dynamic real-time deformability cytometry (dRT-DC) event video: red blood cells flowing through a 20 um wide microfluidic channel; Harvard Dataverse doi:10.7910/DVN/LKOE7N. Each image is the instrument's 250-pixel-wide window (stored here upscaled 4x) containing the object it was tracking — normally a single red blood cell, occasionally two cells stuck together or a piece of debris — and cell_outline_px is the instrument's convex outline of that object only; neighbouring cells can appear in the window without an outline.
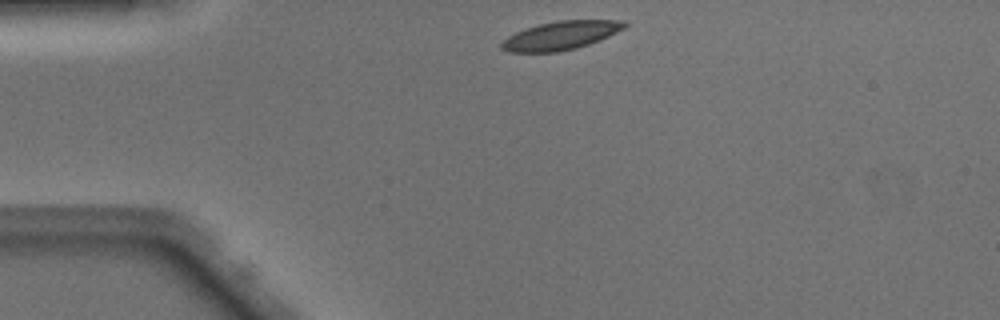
{"species": "Egyptian fruit bat (a non-hibernating species)", "species_latin": "Rousettus aegyptiacus", "temperature_condition": "warm", "stored_images_in_passage": 8, "camera_frame_rate_fps": 3000, "um_per_image_px": 0.085, "animal": {"sex": "male"}, "frame": {"image": 1, "passage_image": 1, "time_ms": 0.0, "image_size_px": [1000, 320], "cell_outline_px": [[628, 24], [624, 28], [600, 40], [576, 48], [556, 52], [508, 52], [500, 48], [500, 44], [508, 36], [516, 32], [540, 24], [556, 20], [624, 20]], "centroid_in_image_um": [47.66, 3.02], "position_along_channel_um": 37.3, "area_um2": 20.29}}
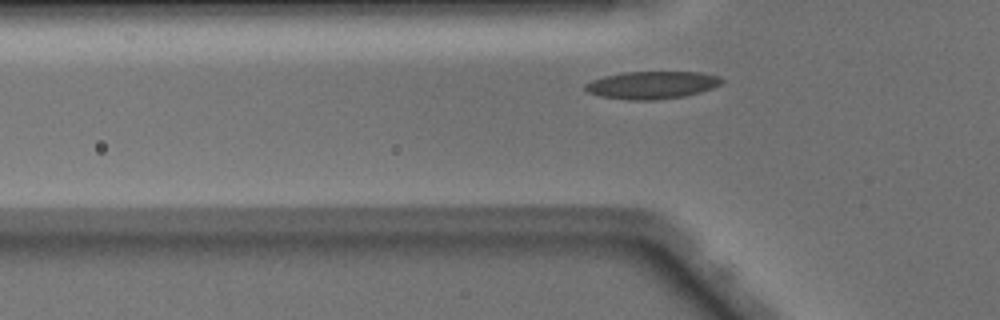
{"frame": {"image": 2, "passage_image": 6, "time_ms": 1.667, "image_size_px": [1000, 320], "cell_outline_px": [[724, 80], [720, 84], [712, 88], [700, 92], [684, 96], [656, 100], [628, 100], [600, 96], [588, 92], [584, 88], [584, 84], [592, 80], [604, 76], [624, 72], [700, 72], [720, 76]], "centroid_in_image_um": [55.41, 7.22], "position_along_channel_um": 70.4, "area_um2": 21.96}}